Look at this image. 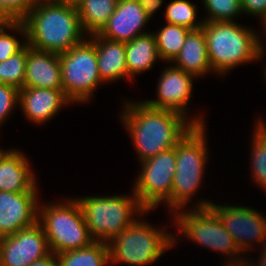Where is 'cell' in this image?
<instances>
[{
	"label": "cell",
	"mask_w": 266,
	"mask_h": 266,
	"mask_svg": "<svg viewBox=\"0 0 266 266\" xmlns=\"http://www.w3.org/2000/svg\"><path fill=\"white\" fill-rule=\"evenodd\" d=\"M35 2V0H0V22L21 21Z\"/></svg>",
	"instance_id": "30"
},
{
	"label": "cell",
	"mask_w": 266,
	"mask_h": 266,
	"mask_svg": "<svg viewBox=\"0 0 266 266\" xmlns=\"http://www.w3.org/2000/svg\"><path fill=\"white\" fill-rule=\"evenodd\" d=\"M37 191H0V238L13 235L38 221Z\"/></svg>",
	"instance_id": "14"
},
{
	"label": "cell",
	"mask_w": 266,
	"mask_h": 266,
	"mask_svg": "<svg viewBox=\"0 0 266 266\" xmlns=\"http://www.w3.org/2000/svg\"><path fill=\"white\" fill-rule=\"evenodd\" d=\"M38 207V222L43 227L50 251L55 255L89 246L94 240L78 201L51 203Z\"/></svg>",
	"instance_id": "6"
},
{
	"label": "cell",
	"mask_w": 266,
	"mask_h": 266,
	"mask_svg": "<svg viewBox=\"0 0 266 266\" xmlns=\"http://www.w3.org/2000/svg\"><path fill=\"white\" fill-rule=\"evenodd\" d=\"M189 31L190 29L187 27L166 23L157 33H153L162 61L171 63L175 59L180 53Z\"/></svg>",
	"instance_id": "24"
},
{
	"label": "cell",
	"mask_w": 266,
	"mask_h": 266,
	"mask_svg": "<svg viewBox=\"0 0 266 266\" xmlns=\"http://www.w3.org/2000/svg\"><path fill=\"white\" fill-rule=\"evenodd\" d=\"M167 232L137 219L108 242L110 262L131 266L152 264L177 243L178 238Z\"/></svg>",
	"instance_id": "7"
},
{
	"label": "cell",
	"mask_w": 266,
	"mask_h": 266,
	"mask_svg": "<svg viewBox=\"0 0 266 266\" xmlns=\"http://www.w3.org/2000/svg\"><path fill=\"white\" fill-rule=\"evenodd\" d=\"M6 29L23 34L25 42L20 43L13 34L6 33ZM26 45V29L22 21L0 22V62L19 52Z\"/></svg>",
	"instance_id": "27"
},
{
	"label": "cell",
	"mask_w": 266,
	"mask_h": 266,
	"mask_svg": "<svg viewBox=\"0 0 266 266\" xmlns=\"http://www.w3.org/2000/svg\"><path fill=\"white\" fill-rule=\"evenodd\" d=\"M51 253L43 227L35 224L0 238V266H29Z\"/></svg>",
	"instance_id": "12"
},
{
	"label": "cell",
	"mask_w": 266,
	"mask_h": 266,
	"mask_svg": "<svg viewBox=\"0 0 266 266\" xmlns=\"http://www.w3.org/2000/svg\"><path fill=\"white\" fill-rule=\"evenodd\" d=\"M149 20L137 0H118L116 10L97 35L127 43L137 36L149 33L142 30Z\"/></svg>",
	"instance_id": "15"
},
{
	"label": "cell",
	"mask_w": 266,
	"mask_h": 266,
	"mask_svg": "<svg viewBox=\"0 0 266 266\" xmlns=\"http://www.w3.org/2000/svg\"><path fill=\"white\" fill-rule=\"evenodd\" d=\"M255 126V129L266 139V125L264 120L262 121V119H259Z\"/></svg>",
	"instance_id": "35"
},
{
	"label": "cell",
	"mask_w": 266,
	"mask_h": 266,
	"mask_svg": "<svg viewBox=\"0 0 266 266\" xmlns=\"http://www.w3.org/2000/svg\"><path fill=\"white\" fill-rule=\"evenodd\" d=\"M197 7L187 0H174L165 10V20L168 24L180 25L195 30L202 28L204 21H197Z\"/></svg>",
	"instance_id": "26"
},
{
	"label": "cell",
	"mask_w": 266,
	"mask_h": 266,
	"mask_svg": "<svg viewBox=\"0 0 266 266\" xmlns=\"http://www.w3.org/2000/svg\"><path fill=\"white\" fill-rule=\"evenodd\" d=\"M23 87L63 90L59 54L39 51L27 44L26 75Z\"/></svg>",
	"instance_id": "17"
},
{
	"label": "cell",
	"mask_w": 266,
	"mask_h": 266,
	"mask_svg": "<svg viewBox=\"0 0 266 266\" xmlns=\"http://www.w3.org/2000/svg\"><path fill=\"white\" fill-rule=\"evenodd\" d=\"M25 153L12 149L0 155V191H37L36 178Z\"/></svg>",
	"instance_id": "18"
},
{
	"label": "cell",
	"mask_w": 266,
	"mask_h": 266,
	"mask_svg": "<svg viewBox=\"0 0 266 266\" xmlns=\"http://www.w3.org/2000/svg\"><path fill=\"white\" fill-rule=\"evenodd\" d=\"M19 104V90L13 86L0 83V126Z\"/></svg>",
	"instance_id": "31"
},
{
	"label": "cell",
	"mask_w": 266,
	"mask_h": 266,
	"mask_svg": "<svg viewBox=\"0 0 266 266\" xmlns=\"http://www.w3.org/2000/svg\"><path fill=\"white\" fill-rule=\"evenodd\" d=\"M251 261L246 258L245 260L239 261V262H227L226 264H223L224 266H251Z\"/></svg>",
	"instance_id": "37"
},
{
	"label": "cell",
	"mask_w": 266,
	"mask_h": 266,
	"mask_svg": "<svg viewBox=\"0 0 266 266\" xmlns=\"http://www.w3.org/2000/svg\"><path fill=\"white\" fill-rule=\"evenodd\" d=\"M121 121L128 130L139 162L174 148L195 125H205L202 116L194 119L176 111L156 109L142 102H126Z\"/></svg>",
	"instance_id": "1"
},
{
	"label": "cell",
	"mask_w": 266,
	"mask_h": 266,
	"mask_svg": "<svg viewBox=\"0 0 266 266\" xmlns=\"http://www.w3.org/2000/svg\"><path fill=\"white\" fill-rule=\"evenodd\" d=\"M125 57L129 80L150 70L157 59L161 60L154 34L149 32L125 43Z\"/></svg>",
	"instance_id": "21"
},
{
	"label": "cell",
	"mask_w": 266,
	"mask_h": 266,
	"mask_svg": "<svg viewBox=\"0 0 266 266\" xmlns=\"http://www.w3.org/2000/svg\"><path fill=\"white\" fill-rule=\"evenodd\" d=\"M76 200L94 241L108 243L137 220L133 214L140 217L149 212L140 205L134 192L132 196H85Z\"/></svg>",
	"instance_id": "4"
},
{
	"label": "cell",
	"mask_w": 266,
	"mask_h": 266,
	"mask_svg": "<svg viewBox=\"0 0 266 266\" xmlns=\"http://www.w3.org/2000/svg\"><path fill=\"white\" fill-rule=\"evenodd\" d=\"M207 18L204 22L233 21L239 14H243L241 0H203Z\"/></svg>",
	"instance_id": "28"
},
{
	"label": "cell",
	"mask_w": 266,
	"mask_h": 266,
	"mask_svg": "<svg viewBox=\"0 0 266 266\" xmlns=\"http://www.w3.org/2000/svg\"><path fill=\"white\" fill-rule=\"evenodd\" d=\"M173 213L175 217L173 220H175L178 230L181 231L180 234L182 233L185 238L187 237L193 243L200 244L206 249L231 256L227 262H239L246 259L240 257L242 253L233 237L227 232L220 218L210 207L193 208L188 212L179 209ZM235 254L239 256H234Z\"/></svg>",
	"instance_id": "9"
},
{
	"label": "cell",
	"mask_w": 266,
	"mask_h": 266,
	"mask_svg": "<svg viewBox=\"0 0 266 266\" xmlns=\"http://www.w3.org/2000/svg\"><path fill=\"white\" fill-rule=\"evenodd\" d=\"M57 1H61V2L68 3V4L76 5L80 0H57Z\"/></svg>",
	"instance_id": "38"
},
{
	"label": "cell",
	"mask_w": 266,
	"mask_h": 266,
	"mask_svg": "<svg viewBox=\"0 0 266 266\" xmlns=\"http://www.w3.org/2000/svg\"><path fill=\"white\" fill-rule=\"evenodd\" d=\"M264 28V33L266 34V24L264 26H262ZM266 37V36H265Z\"/></svg>",
	"instance_id": "39"
},
{
	"label": "cell",
	"mask_w": 266,
	"mask_h": 266,
	"mask_svg": "<svg viewBox=\"0 0 266 266\" xmlns=\"http://www.w3.org/2000/svg\"><path fill=\"white\" fill-rule=\"evenodd\" d=\"M207 207L217 214L241 252L251 250L255 241L266 245V218L262 213L245 206H221L206 200H199L195 206Z\"/></svg>",
	"instance_id": "11"
},
{
	"label": "cell",
	"mask_w": 266,
	"mask_h": 266,
	"mask_svg": "<svg viewBox=\"0 0 266 266\" xmlns=\"http://www.w3.org/2000/svg\"><path fill=\"white\" fill-rule=\"evenodd\" d=\"M251 147L252 178L266 192V139L254 129Z\"/></svg>",
	"instance_id": "29"
},
{
	"label": "cell",
	"mask_w": 266,
	"mask_h": 266,
	"mask_svg": "<svg viewBox=\"0 0 266 266\" xmlns=\"http://www.w3.org/2000/svg\"><path fill=\"white\" fill-rule=\"evenodd\" d=\"M118 0H80L77 4L82 29L86 35L98 34L116 10Z\"/></svg>",
	"instance_id": "22"
},
{
	"label": "cell",
	"mask_w": 266,
	"mask_h": 266,
	"mask_svg": "<svg viewBox=\"0 0 266 266\" xmlns=\"http://www.w3.org/2000/svg\"><path fill=\"white\" fill-rule=\"evenodd\" d=\"M205 125H195L175 145L176 166L171 192V210L184 209L201 187L208 159Z\"/></svg>",
	"instance_id": "5"
},
{
	"label": "cell",
	"mask_w": 266,
	"mask_h": 266,
	"mask_svg": "<svg viewBox=\"0 0 266 266\" xmlns=\"http://www.w3.org/2000/svg\"><path fill=\"white\" fill-rule=\"evenodd\" d=\"M241 8L243 13L260 18L263 26L266 24V0H241Z\"/></svg>",
	"instance_id": "32"
},
{
	"label": "cell",
	"mask_w": 266,
	"mask_h": 266,
	"mask_svg": "<svg viewBox=\"0 0 266 266\" xmlns=\"http://www.w3.org/2000/svg\"><path fill=\"white\" fill-rule=\"evenodd\" d=\"M4 151H5V150L0 149V155H1Z\"/></svg>",
	"instance_id": "40"
},
{
	"label": "cell",
	"mask_w": 266,
	"mask_h": 266,
	"mask_svg": "<svg viewBox=\"0 0 266 266\" xmlns=\"http://www.w3.org/2000/svg\"><path fill=\"white\" fill-rule=\"evenodd\" d=\"M98 71L102 82L128 79L125 43L99 37L95 34Z\"/></svg>",
	"instance_id": "20"
},
{
	"label": "cell",
	"mask_w": 266,
	"mask_h": 266,
	"mask_svg": "<svg viewBox=\"0 0 266 266\" xmlns=\"http://www.w3.org/2000/svg\"><path fill=\"white\" fill-rule=\"evenodd\" d=\"M262 251L263 252H261V254H260V256H259V258L260 259H258L257 260V265L254 263L253 265H252V263H250L251 264V266H266V245H265V247L262 249ZM259 261V262H258ZM259 264V265H258Z\"/></svg>",
	"instance_id": "36"
},
{
	"label": "cell",
	"mask_w": 266,
	"mask_h": 266,
	"mask_svg": "<svg viewBox=\"0 0 266 266\" xmlns=\"http://www.w3.org/2000/svg\"><path fill=\"white\" fill-rule=\"evenodd\" d=\"M71 101L63 90L23 87L19 90V105L32 123L42 124L56 116L59 110Z\"/></svg>",
	"instance_id": "16"
},
{
	"label": "cell",
	"mask_w": 266,
	"mask_h": 266,
	"mask_svg": "<svg viewBox=\"0 0 266 266\" xmlns=\"http://www.w3.org/2000/svg\"><path fill=\"white\" fill-rule=\"evenodd\" d=\"M87 37L90 40L86 38L59 54L62 89L72 103L89 102L97 85L103 84L98 71L95 34Z\"/></svg>",
	"instance_id": "8"
},
{
	"label": "cell",
	"mask_w": 266,
	"mask_h": 266,
	"mask_svg": "<svg viewBox=\"0 0 266 266\" xmlns=\"http://www.w3.org/2000/svg\"><path fill=\"white\" fill-rule=\"evenodd\" d=\"M29 266H59L57 262L56 255L54 253H50L44 258L37 260L31 263Z\"/></svg>",
	"instance_id": "34"
},
{
	"label": "cell",
	"mask_w": 266,
	"mask_h": 266,
	"mask_svg": "<svg viewBox=\"0 0 266 266\" xmlns=\"http://www.w3.org/2000/svg\"><path fill=\"white\" fill-rule=\"evenodd\" d=\"M157 85V99L144 102L156 109H168L188 115L187 105L193 90L194 75L172 65L163 70Z\"/></svg>",
	"instance_id": "13"
},
{
	"label": "cell",
	"mask_w": 266,
	"mask_h": 266,
	"mask_svg": "<svg viewBox=\"0 0 266 266\" xmlns=\"http://www.w3.org/2000/svg\"><path fill=\"white\" fill-rule=\"evenodd\" d=\"M203 31L213 72L225 74L245 63L261 60L264 44L252 28L235 21L204 22Z\"/></svg>",
	"instance_id": "3"
},
{
	"label": "cell",
	"mask_w": 266,
	"mask_h": 266,
	"mask_svg": "<svg viewBox=\"0 0 266 266\" xmlns=\"http://www.w3.org/2000/svg\"><path fill=\"white\" fill-rule=\"evenodd\" d=\"M137 1L149 18H152L153 14L157 11V9H159V7L163 3V0H137Z\"/></svg>",
	"instance_id": "33"
},
{
	"label": "cell",
	"mask_w": 266,
	"mask_h": 266,
	"mask_svg": "<svg viewBox=\"0 0 266 266\" xmlns=\"http://www.w3.org/2000/svg\"><path fill=\"white\" fill-rule=\"evenodd\" d=\"M21 21L26 29V43L39 51L64 53L86 37L74 4L36 1Z\"/></svg>",
	"instance_id": "2"
},
{
	"label": "cell",
	"mask_w": 266,
	"mask_h": 266,
	"mask_svg": "<svg viewBox=\"0 0 266 266\" xmlns=\"http://www.w3.org/2000/svg\"><path fill=\"white\" fill-rule=\"evenodd\" d=\"M59 266H105L110 263L107 242L94 241L89 246L56 255Z\"/></svg>",
	"instance_id": "23"
},
{
	"label": "cell",
	"mask_w": 266,
	"mask_h": 266,
	"mask_svg": "<svg viewBox=\"0 0 266 266\" xmlns=\"http://www.w3.org/2000/svg\"><path fill=\"white\" fill-rule=\"evenodd\" d=\"M136 183L132 188L140 205L151 211L160 203L171 210V192L176 166L175 147L143 160Z\"/></svg>",
	"instance_id": "10"
},
{
	"label": "cell",
	"mask_w": 266,
	"mask_h": 266,
	"mask_svg": "<svg viewBox=\"0 0 266 266\" xmlns=\"http://www.w3.org/2000/svg\"><path fill=\"white\" fill-rule=\"evenodd\" d=\"M26 61L27 43L19 52L0 62V83L21 90L26 75Z\"/></svg>",
	"instance_id": "25"
},
{
	"label": "cell",
	"mask_w": 266,
	"mask_h": 266,
	"mask_svg": "<svg viewBox=\"0 0 266 266\" xmlns=\"http://www.w3.org/2000/svg\"><path fill=\"white\" fill-rule=\"evenodd\" d=\"M174 66L195 77L212 72L203 28L190 30L180 53L172 61Z\"/></svg>",
	"instance_id": "19"
}]
</instances>
